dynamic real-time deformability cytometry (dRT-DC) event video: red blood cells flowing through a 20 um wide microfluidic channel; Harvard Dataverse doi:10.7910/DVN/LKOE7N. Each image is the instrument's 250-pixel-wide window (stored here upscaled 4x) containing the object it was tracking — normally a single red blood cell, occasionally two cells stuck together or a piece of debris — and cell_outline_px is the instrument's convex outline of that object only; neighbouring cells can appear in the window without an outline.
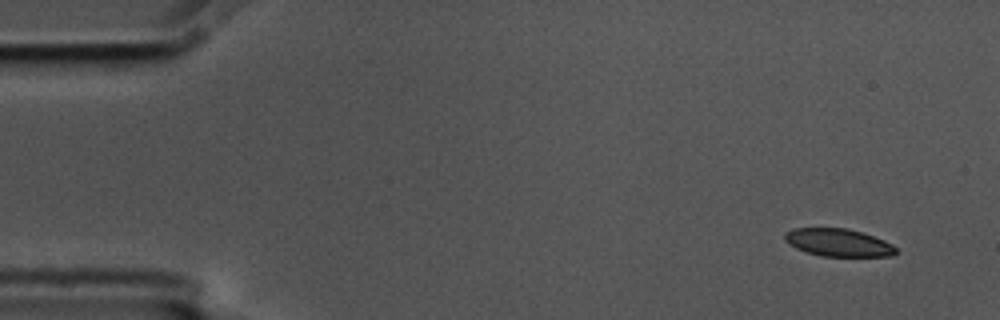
{"species": "common noctule bat (a hibernating species)", "species_latin": "Nyctalus noctula", "temperature_condition": "cold", "stored_images_in_passage": 57, "camera_frame_rate_fps": 3000, "um_per_image_px": 0.085, "animal": {"sex": "male", "body_mass_g": 17.5, "forearm_length_mm": 52.3}, "frame": {"image": 1, "passage_image": 3, "time_ms": 0.667, "image_size_px": [1000, 320], "cell_outline_px": [[896, 252], [892, 256], [820, 256], [804, 252], [788, 244], [784, 240], [784, 232], [792, 228], [848, 228], [864, 232], [884, 240], [892, 244], [896, 248]], "centroid_in_image_um": [71.22, 20.61], "position_along_channel_um": 13.8, "area_um2": 18.21}}
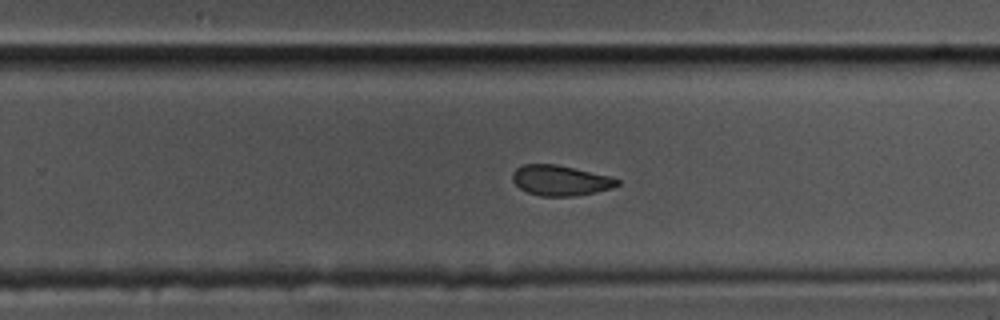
{"frame": {"image": 2, "passage_image": 35, "time_ms": 11.333, "image_size_px": [1000, 320], "cell_outline_px": [[620, 184], [612, 188], [596, 192], [576, 196], [540, 196], [528, 192], [520, 188], [512, 180], [512, 172], [516, 168], [524, 164], [556, 164], [608, 176], [620, 180]], "centroid_in_image_um": [47.62, 15.34], "position_along_channel_um": 282.2, "area_um2": 18.44}}
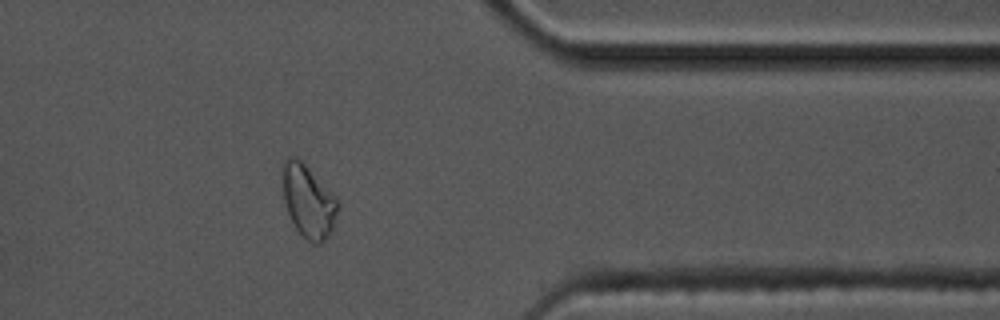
{"frame": {"image": 3, "passage_image": 45, "time_ms": 14.667, "image_size_px": [1000, 320], "cell_outline_px": [[340, 208], [332, 228], [328, 236], [320, 244], [312, 244], [296, 228], [288, 212], [284, 200], [284, 160], [288, 156], [296, 156], [336, 196], [340, 204]], "centroid_in_image_um": [26.25, 17.12], "position_along_channel_um": 385.1, "area_um2": 23.0}, "authors_computed_cell_mechanics": {"area_um2": 19.941, "velocity_mm_per_s": 3.543, "shape_relaxation_time_tau1_ms": 5.1486, "shape_relaxation_time_tau2_ms": 3.7825, "deformation_change_tau1": 0.1324, "deformation_change_tau2": 0.072}}